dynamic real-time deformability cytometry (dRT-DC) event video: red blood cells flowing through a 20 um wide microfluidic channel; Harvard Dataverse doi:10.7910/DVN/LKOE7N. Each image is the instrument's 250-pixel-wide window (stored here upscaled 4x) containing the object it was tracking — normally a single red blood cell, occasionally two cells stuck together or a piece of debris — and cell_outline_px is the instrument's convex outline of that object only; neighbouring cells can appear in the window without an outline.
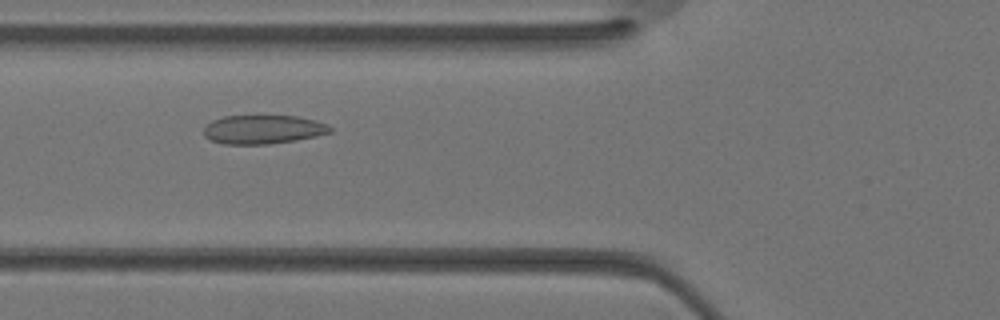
{"species": "Egyptian fruit bat (a non-hibernating species)", "species_latin": "Rousettus aegyptiacus", "temperature_condition": "warm", "stored_images_in_passage": 31, "camera_frame_rate_fps": 3000, "um_per_image_px": 0.085, "animal": {"sex": "female"}, "frame": {"image": 1, "passage_image": 9, "time_ms": 2.667, "image_size_px": [1000, 320], "cell_outline_px": [[332, 132], [316, 136], [268, 144], [224, 144], [212, 140], [204, 136], [204, 128], [212, 120], [224, 116], [296, 116], [316, 120], [328, 124], [332, 128]], "centroid_in_image_um": [22.37, 11.0], "position_along_channel_um": 103.4, "area_um2": 21.1}}
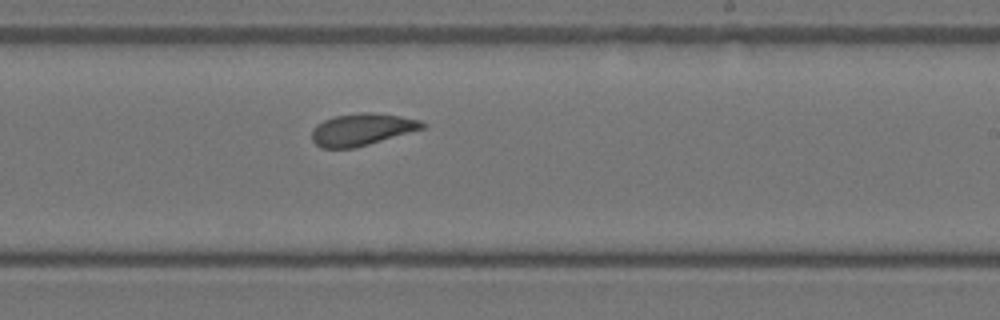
{"frame": {"image": 2, "passage_image": 17, "time_ms": 5.333, "image_size_px": [1000, 320], "cell_outline_px": [[424, 128], [356, 148], [320, 148], [312, 140], [312, 132], [316, 124], [324, 120], [336, 116], [360, 112], [372, 112], [400, 116], [420, 120], [424, 124]], "centroid_in_image_um": [30.73, 11.01], "position_along_channel_um": 258.3, "area_um2": 20.52}}
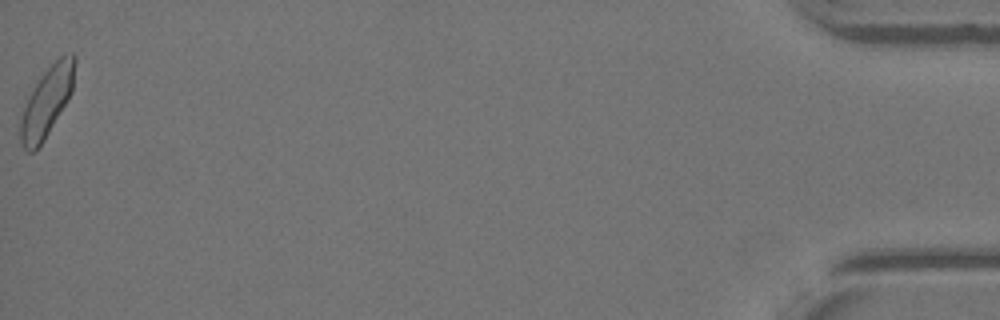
{"frame": {"image": 3, "passage_image": 31, "time_ms": 10.0, "image_size_px": [1000, 320], "cell_outline_px": [[76, 60], [72, 92], [68, 100], [44, 140], [32, 152], [28, 152], [24, 148], [20, 140], [20, 120], [28, 96], [32, 88], [40, 76], [60, 56], [72, 52], [76, 56]], "centroid_in_image_um": [3.99, 8.61], "position_along_channel_um": 431.2, "area_um2": 21.91}}